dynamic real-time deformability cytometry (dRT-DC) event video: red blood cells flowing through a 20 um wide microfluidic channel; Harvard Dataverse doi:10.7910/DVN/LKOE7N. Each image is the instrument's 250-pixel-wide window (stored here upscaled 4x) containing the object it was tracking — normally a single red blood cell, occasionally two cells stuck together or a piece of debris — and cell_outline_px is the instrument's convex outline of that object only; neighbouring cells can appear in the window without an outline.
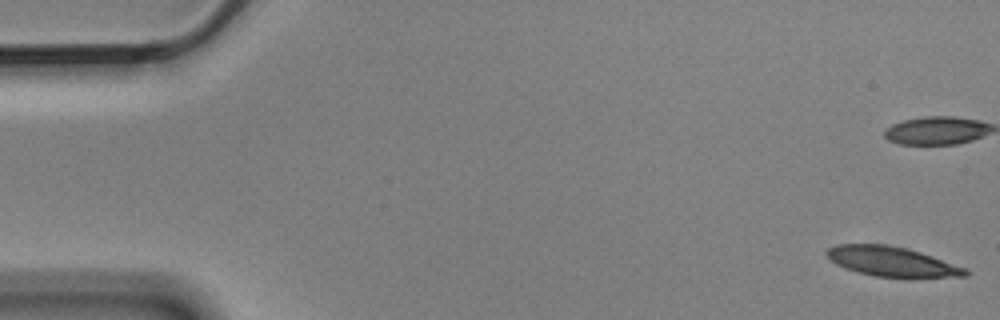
{"species": "Egyptian fruit bat (a non-hibernating species)", "species_latin": "Rousettus aegyptiacus", "temperature_condition": "cold", "stored_images_in_passage": 6, "camera_frame_rate_fps": 3000, "um_per_image_px": 0.085, "animal": {"sex": "male"}, "frame": {"image": 1, "passage_image": 1, "time_ms": 0.0, "image_size_px": [1000, 320], "cell_outline_px": [[968, 276], [912, 280], [904, 280], [872, 276], [856, 272], [844, 268], [836, 264], [824, 252], [828, 248], [836, 244], [888, 244], [920, 252], [968, 268]], "centroid_in_image_um": [75.88, 22.29], "position_along_channel_um": 9.1, "area_um2": 25.14}}
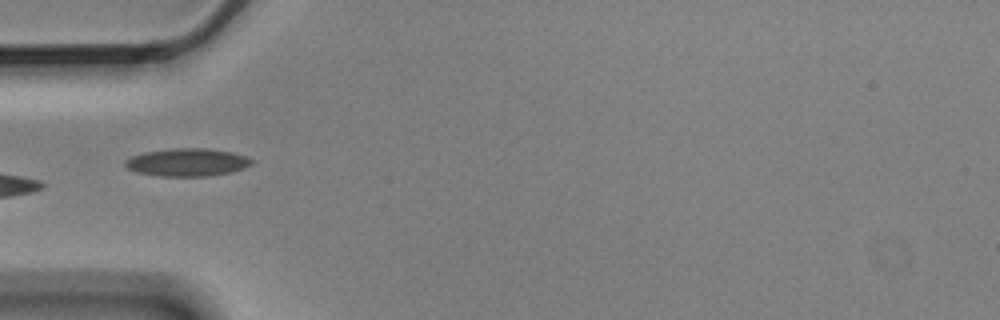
{"frame": {"image": 2, "passage_image": 6, "time_ms": 1.667, "image_size_px": [1000, 320], "cell_outline_px": [[256, 160], [252, 164], [244, 168], [228, 172], [208, 176], [160, 176], [136, 172], [128, 168], [124, 164], [124, 160], [132, 156], [144, 152], [168, 148], [208, 148], [232, 152]], "centroid_in_image_um": [15.9, 13.78], "position_along_channel_um": 69.1, "area_um2": 20.58}}